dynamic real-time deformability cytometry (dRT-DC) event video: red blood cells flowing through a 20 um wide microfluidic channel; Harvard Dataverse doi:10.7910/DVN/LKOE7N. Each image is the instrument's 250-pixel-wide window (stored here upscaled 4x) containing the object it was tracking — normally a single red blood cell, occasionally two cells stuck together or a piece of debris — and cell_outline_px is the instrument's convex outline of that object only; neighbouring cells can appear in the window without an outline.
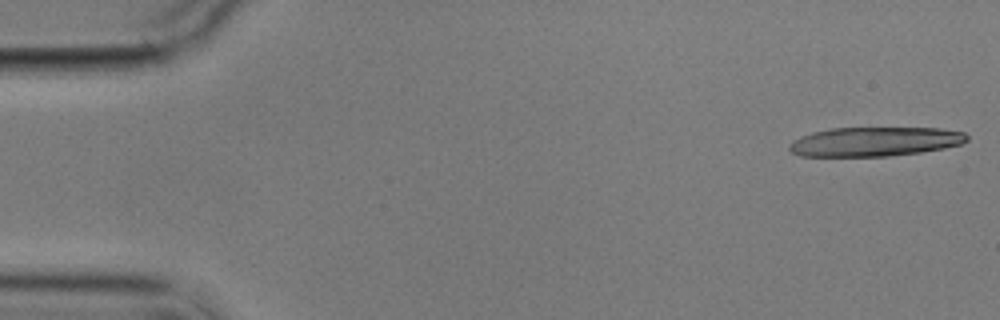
{"species": "common noctule bat (a hibernating species)", "species_latin": "Nyctalus noctula", "temperature_condition": "cold", "stored_images_in_passage": 6, "camera_frame_rate_fps": 3000, "um_per_image_px": 0.085, "animal": {"sex": "male", "body_mass_g": 17.9}, "frame": {"image": 1, "passage_image": 1, "time_ms": 0.0, "image_size_px": [1000, 320], "cell_outline_px": [[968, 140], [960, 144], [944, 148], [920, 152], [888, 156], [800, 156], [792, 152], [788, 148], [788, 144], [792, 140], [800, 136], [812, 132], [832, 128], [940, 128], [964, 132], [968, 136]], "centroid_in_image_um": [74.33, 12.03], "position_along_channel_um": 10.7, "area_um2": 30.35}}